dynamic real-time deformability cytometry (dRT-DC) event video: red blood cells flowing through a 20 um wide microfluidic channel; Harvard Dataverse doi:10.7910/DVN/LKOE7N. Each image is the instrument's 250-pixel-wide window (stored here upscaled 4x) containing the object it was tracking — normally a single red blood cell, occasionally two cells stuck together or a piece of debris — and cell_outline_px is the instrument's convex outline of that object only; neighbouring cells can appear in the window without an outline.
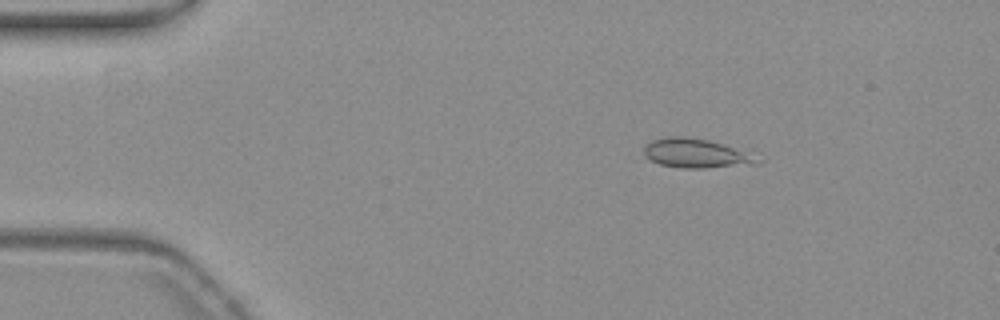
{"species": "common noctule bat (a hibernating species)", "species_latin": "Nyctalus noctula", "temperature_condition": "warm", "stored_images_in_passage": 13, "camera_frame_rate_fps": 3000, "um_per_image_px": 0.085, "animal": {"sex": "female", "body_mass_g": 19.3, "forearm_length_mm": 54.1}, "frame": {"image": 1, "passage_image": 8, "time_ms": 2.333, "image_size_px": [1000, 320], "cell_outline_px": [[764, 160], [756, 164], [704, 168], [680, 168], [660, 164], [644, 156], [644, 148], [652, 140], [668, 136], [684, 136], [708, 140], [732, 148]], "centroid_in_image_um": [59.11, 13.04], "position_along_channel_um": 25.9, "area_um2": 18.84}}